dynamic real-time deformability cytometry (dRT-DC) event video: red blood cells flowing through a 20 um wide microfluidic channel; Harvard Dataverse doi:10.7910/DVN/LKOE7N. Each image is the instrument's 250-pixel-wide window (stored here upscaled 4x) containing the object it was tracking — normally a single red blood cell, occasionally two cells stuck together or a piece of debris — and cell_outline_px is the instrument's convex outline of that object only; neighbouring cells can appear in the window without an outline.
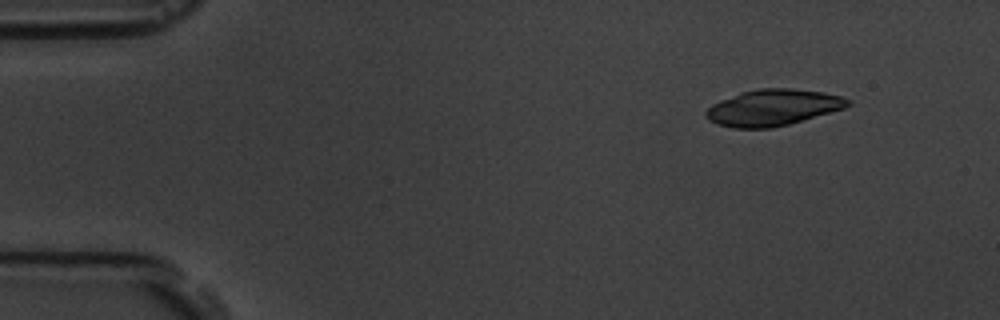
{"species": "common noctule bat (a hibernating species)", "species_latin": "Nyctalus noctula", "temperature_condition": "room temperature", "stored_images_in_passage": 4, "camera_frame_rate_fps": 3000, "um_per_image_px": 0.085, "animal": {"sex": "male", "body_mass_g": 19.5, "forearm_length_mm": 54.6}, "frame": {"image": 1, "passage_image": 1, "time_ms": 0.0, "image_size_px": [1000, 320], "cell_outline_px": [[852, 104], [844, 108], [788, 124], [772, 128], [732, 128], [716, 124], [708, 120], [704, 116], [704, 112], [712, 104], [720, 100], [744, 92], [760, 88], [792, 88], [824, 92], [840, 96], [852, 100]], "centroid_in_image_um": [65.68, 9.14], "position_along_channel_um": 19.3, "area_um2": 29.94}}